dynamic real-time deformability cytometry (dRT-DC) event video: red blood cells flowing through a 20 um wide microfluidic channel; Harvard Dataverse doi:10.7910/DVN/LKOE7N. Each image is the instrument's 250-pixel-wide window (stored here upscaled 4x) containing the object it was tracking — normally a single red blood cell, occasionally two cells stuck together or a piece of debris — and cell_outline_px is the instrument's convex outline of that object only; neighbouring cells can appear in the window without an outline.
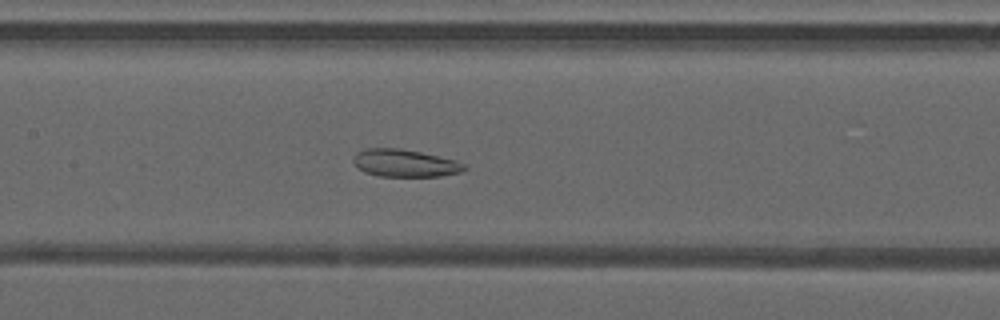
{"species": "common noctule bat (a hibernating species)", "species_latin": "Nyctalus noctula", "temperature_condition": "warm", "stored_images_in_passage": 50, "camera_frame_rate_fps": 3000, "um_per_image_px": 0.085, "animal": {"sex": "male", "forearm_length_mm": 52.5}, "frame": {"image": 1, "passage_image": 24, "time_ms": 7.667, "image_size_px": [1000, 320], "cell_outline_px": [[468, 168], [460, 172], [440, 176], [380, 176], [364, 172], [352, 160], [356, 152], [364, 148], [396, 148], [420, 152], [456, 160], [464, 164]], "centroid_in_image_um": [34.41, 13.86], "position_along_channel_um": 173.0, "area_um2": 17.63}}
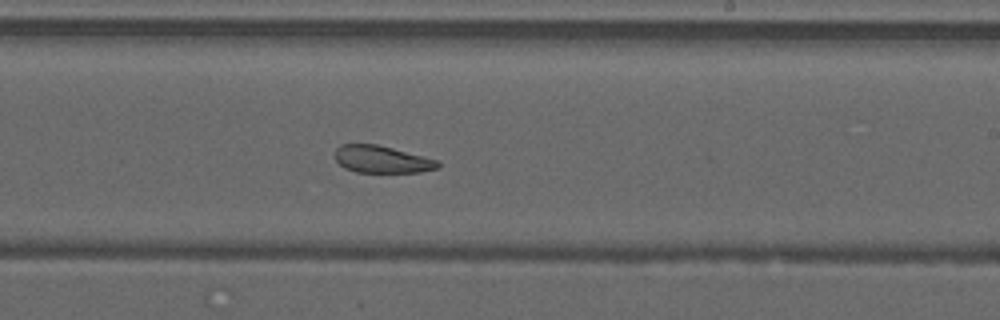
{"frame": {"image": 2, "passage_image": 30, "time_ms": 9.667, "image_size_px": [1000, 320], "cell_outline_px": [[440, 168], [420, 172], [356, 172], [344, 168], [336, 160], [336, 148], [340, 144], [376, 144], [392, 148], [436, 160], [440, 164]], "centroid_in_image_um": [32.44, 13.55], "position_along_channel_um": 256.6, "area_um2": 16.13}}
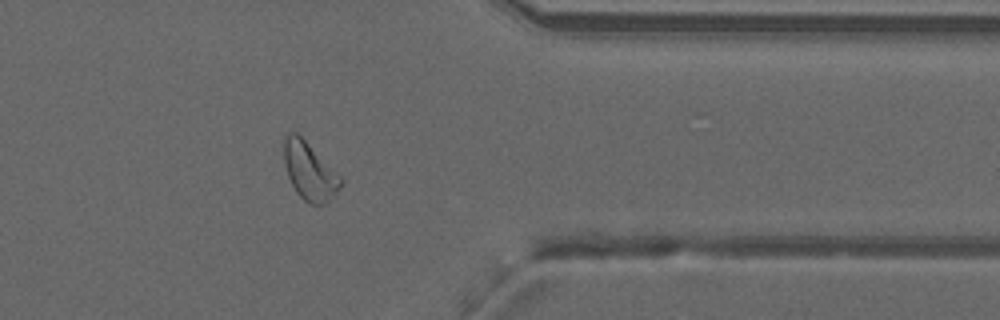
{"frame": {"image": 3, "passage_image": 40, "time_ms": 13.0, "image_size_px": [1000, 320], "cell_outline_px": [[344, 180], [340, 188], [324, 204], [308, 204], [296, 192], [288, 176], [284, 164], [284, 140], [288, 132], [296, 132]], "centroid_in_image_um": [26.29, 14.57], "position_along_channel_um": 385.1, "area_um2": 18.61}, "authors_computed_cell_mechanics": {"area_um2": 21.2993, "velocity_mm_per_s": 4.1976, "shape_relaxation_time_tau1_ms": null, "shape_relaxation_time_tau2_ms": 3.7122, "deformation_change_tau1": null, "deformation_change_tau2": 0.1191}}